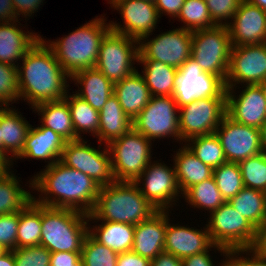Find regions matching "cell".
I'll use <instances>...</instances> for the list:
<instances>
[{
    "label": "cell",
    "mask_w": 266,
    "mask_h": 266,
    "mask_svg": "<svg viewBox=\"0 0 266 266\" xmlns=\"http://www.w3.org/2000/svg\"><path fill=\"white\" fill-rule=\"evenodd\" d=\"M18 20L12 0H0V23Z\"/></svg>",
    "instance_id": "obj_54"
},
{
    "label": "cell",
    "mask_w": 266,
    "mask_h": 266,
    "mask_svg": "<svg viewBox=\"0 0 266 266\" xmlns=\"http://www.w3.org/2000/svg\"><path fill=\"white\" fill-rule=\"evenodd\" d=\"M156 212L134 182L115 181L100 187L95 206L88 214V222L111 221L137 225Z\"/></svg>",
    "instance_id": "obj_3"
},
{
    "label": "cell",
    "mask_w": 266,
    "mask_h": 266,
    "mask_svg": "<svg viewBox=\"0 0 266 266\" xmlns=\"http://www.w3.org/2000/svg\"><path fill=\"white\" fill-rule=\"evenodd\" d=\"M225 258L226 266H266V252L256 247L228 250Z\"/></svg>",
    "instance_id": "obj_45"
},
{
    "label": "cell",
    "mask_w": 266,
    "mask_h": 266,
    "mask_svg": "<svg viewBox=\"0 0 266 266\" xmlns=\"http://www.w3.org/2000/svg\"><path fill=\"white\" fill-rule=\"evenodd\" d=\"M264 196H265V201H266V189L264 190Z\"/></svg>",
    "instance_id": "obj_65"
},
{
    "label": "cell",
    "mask_w": 266,
    "mask_h": 266,
    "mask_svg": "<svg viewBox=\"0 0 266 266\" xmlns=\"http://www.w3.org/2000/svg\"><path fill=\"white\" fill-rule=\"evenodd\" d=\"M231 40L228 27H214L192 31L191 58L204 72L226 80L231 52Z\"/></svg>",
    "instance_id": "obj_8"
},
{
    "label": "cell",
    "mask_w": 266,
    "mask_h": 266,
    "mask_svg": "<svg viewBox=\"0 0 266 266\" xmlns=\"http://www.w3.org/2000/svg\"><path fill=\"white\" fill-rule=\"evenodd\" d=\"M211 248L217 250L218 252L220 251V255L223 254V256L226 257L227 250L221 246L213 244L207 251L199 254H194L182 259L183 266H215V264H213L214 260L211 258L212 256L209 252L211 251ZM218 264L219 266H226V261L223 260V262H221V265L220 263Z\"/></svg>",
    "instance_id": "obj_48"
},
{
    "label": "cell",
    "mask_w": 266,
    "mask_h": 266,
    "mask_svg": "<svg viewBox=\"0 0 266 266\" xmlns=\"http://www.w3.org/2000/svg\"><path fill=\"white\" fill-rule=\"evenodd\" d=\"M134 183L157 211H170L182 195L174 165L164 162L151 161Z\"/></svg>",
    "instance_id": "obj_14"
},
{
    "label": "cell",
    "mask_w": 266,
    "mask_h": 266,
    "mask_svg": "<svg viewBox=\"0 0 266 266\" xmlns=\"http://www.w3.org/2000/svg\"><path fill=\"white\" fill-rule=\"evenodd\" d=\"M66 140L58 133L42 125L34 127L31 125L27 134L24 147L21 153L14 159L30 158L35 160H48V167L59 161L65 146Z\"/></svg>",
    "instance_id": "obj_22"
},
{
    "label": "cell",
    "mask_w": 266,
    "mask_h": 266,
    "mask_svg": "<svg viewBox=\"0 0 266 266\" xmlns=\"http://www.w3.org/2000/svg\"><path fill=\"white\" fill-rule=\"evenodd\" d=\"M118 254L100 244L90 234L84 240L81 259L85 266H116Z\"/></svg>",
    "instance_id": "obj_42"
},
{
    "label": "cell",
    "mask_w": 266,
    "mask_h": 266,
    "mask_svg": "<svg viewBox=\"0 0 266 266\" xmlns=\"http://www.w3.org/2000/svg\"><path fill=\"white\" fill-rule=\"evenodd\" d=\"M11 160L0 150V174H4L13 168Z\"/></svg>",
    "instance_id": "obj_56"
},
{
    "label": "cell",
    "mask_w": 266,
    "mask_h": 266,
    "mask_svg": "<svg viewBox=\"0 0 266 266\" xmlns=\"http://www.w3.org/2000/svg\"><path fill=\"white\" fill-rule=\"evenodd\" d=\"M8 250L0 244V256L3 255L5 252H7Z\"/></svg>",
    "instance_id": "obj_61"
},
{
    "label": "cell",
    "mask_w": 266,
    "mask_h": 266,
    "mask_svg": "<svg viewBox=\"0 0 266 266\" xmlns=\"http://www.w3.org/2000/svg\"><path fill=\"white\" fill-rule=\"evenodd\" d=\"M19 212L0 215V244L7 250L17 248Z\"/></svg>",
    "instance_id": "obj_47"
},
{
    "label": "cell",
    "mask_w": 266,
    "mask_h": 266,
    "mask_svg": "<svg viewBox=\"0 0 266 266\" xmlns=\"http://www.w3.org/2000/svg\"><path fill=\"white\" fill-rule=\"evenodd\" d=\"M19 20L0 23V62L17 67L27 51L41 37L39 34L25 32L17 24ZM18 26V27H17ZM19 61V63L17 62Z\"/></svg>",
    "instance_id": "obj_24"
},
{
    "label": "cell",
    "mask_w": 266,
    "mask_h": 266,
    "mask_svg": "<svg viewBox=\"0 0 266 266\" xmlns=\"http://www.w3.org/2000/svg\"><path fill=\"white\" fill-rule=\"evenodd\" d=\"M138 57L139 41L110 29L101 40L95 68L114 84L136 71Z\"/></svg>",
    "instance_id": "obj_9"
},
{
    "label": "cell",
    "mask_w": 266,
    "mask_h": 266,
    "mask_svg": "<svg viewBox=\"0 0 266 266\" xmlns=\"http://www.w3.org/2000/svg\"><path fill=\"white\" fill-rule=\"evenodd\" d=\"M106 21V17L97 16L55 41H45L46 39L42 38L70 77L78 71L95 68L101 40L110 30Z\"/></svg>",
    "instance_id": "obj_4"
},
{
    "label": "cell",
    "mask_w": 266,
    "mask_h": 266,
    "mask_svg": "<svg viewBox=\"0 0 266 266\" xmlns=\"http://www.w3.org/2000/svg\"><path fill=\"white\" fill-rule=\"evenodd\" d=\"M137 63L143 65L142 76L152 96H173L177 68L151 59H138Z\"/></svg>",
    "instance_id": "obj_32"
},
{
    "label": "cell",
    "mask_w": 266,
    "mask_h": 266,
    "mask_svg": "<svg viewBox=\"0 0 266 266\" xmlns=\"http://www.w3.org/2000/svg\"><path fill=\"white\" fill-rule=\"evenodd\" d=\"M29 182L32 190L41 193L37 199L32 196L34 202L73 209L87 215L92 212L101 187L87 174L67 167L60 160L45 167Z\"/></svg>",
    "instance_id": "obj_1"
},
{
    "label": "cell",
    "mask_w": 266,
    "mask_h": 266,
    "mask_svg": "<svg viewBox=\"0 0 266 266\" xmlns=\"http://www.w3.org/2000/svg\"><path fill=\"white\" fill-rule=\"evenodd\" d=\"M81 258V252H53L51 253L50 266H72Z\"/></svg>",
    "instance_id": "obj_51"
},
{
    "label": "cell",
    "mask_w": 266,
    "mask_h": 266,
    "mask_svg": "<svg viewBox=\"0 0 266 266\" xmlns=\"http://www.w3.org/2000/svg\"><path fill=\"white\" fill-rule=\"evenodd\" d=\"M228 202L258 231L261 230L266 220L264 192L244 187L235 197L229 199Z\"/></svg>",
    "instance_id": "obj_33"
},
{
    "label": "cell",
    "mask_w": 266,
    "mask_h": 266,
    "mask_svg": "<svg viewBox=\"0 0 266 266\" xmlns=\"http://www.w3.org/2000/svg\"><path fill=\"white\" fill-rule=\"evenodd\" d=\"M82 139L66 141L60 161L67 167L79 170L90 176L100 186L115 182L111 155L107 145L99 143L95 149ZM104 145V149H101Z\"/></svg>",
    "instance_id": "obj_11"
},
{
    "label": "cell",
    "mask_w": 266,
    "mask_h": 266,
    "mask_svg": "<svg viewBox=\"0 0 266 266\" xmlns=\"http://www.w3.org/2000/svg\"><path fill=\"white\" fill-rule=\"evenodd\" d=\"M72 266H85L84 264H83V261H82V259L80 258L76 263H74Z\"/></svg>",
    "instance_id": "obj_62"
},
{
    "label": "cell",
    "mask_w": 266,
    "mask_h": 266,
    "mask_svg": "<svg viewBox=\"0 0 266 266\" xmlns=\"http://www.w3.org/2000/svg\"><path fill=\"white\" fill-rule=\"evenodd\" d=\"M254 5H257L266 12V0H246Z\"/></svg>",
    "instance_id": "obj_59"
},
{
    "label": "cell",
    "mask_w": 266,
    "mask_h": 266,
    "mask_svg": "<svg viewBox=\"0 0 266 266\" xmlns=\"http://www.w3.org/2000/svg\"><path fill=\"white\" fill-rule=\"evenodd\" d=\"M41 227V204L32 200L19 211L17 248L40 245Z\"/></svg>",
    "instance_id": "obj_36"
},
{
    "label": "cell",
    "mask_w": 266,
    "mask_h": 266,
    "mask_svg": "<svg viewBox=\"0 0 266 266\" xmlns=\"http://www.w3.org/2000/svg\"><path fill=\"white\" fill-rule=\"evenodd\" d=\"M243 88L237 96L234 89H226L227 115L237 123L260 128L266 122V99L259 85Z\"/></svg>",
    "instance_id": "obj_19"
},
{
    "label": "cell",
    "mask_w": 266,
    "mask_h": 266,
    "mask_svg": "<svg viewBox=\"0 0 266 266\" xmlns=\"http://www.w3.org/2000/svg\"><path fill=\"white\" fill-rule=\"evenodd\" d=\"M145 1H149V2L155 3L156 0H145Z\"/></svg>",
    "instance_id": "obj_64"
},
{
    "label": "cell",
    "mask_w": 266,
    "mask_h": 266,
    "mask_svg": "<svg viewBox=\"0 0 266 266\" xmlns=\"http://www.w3.org/2000/svg\"><path fill=\"white\" fill-rule=\"evenodd\" d=\"M167 211H157L148 220L135 225L132 252L155 259L164 252Z\"/></svg>",
    "instance_id": "obj_23"
},
{
    "label": "cell",
    "mask_w": 266,
    "mask_h": 266,
    "mask_svg": "<svg viewBox=\"0 0 266 266\" xmlns=\"http://www.w3.org/2000/svg\"><path fill=\"white\" fill-rule=\"evenodd\" d=\"M152 141L133 127L107 146L116 181L134 182L152 161Z\"/></svg>",
    "instance_id": "obj_7"
},
{
    "label": "cell",
    "mask_w": 266,
    "mask_h": 266,
    "mask_svg": "<svg viewBox=\"0 0 266 266\" xmlns=\"http://www.w3.org/2000/svg\"><path fill=\"white\" fill-rule=\"evenodd\" d=\"M179 107L173 96H152L133 120V128L147 139L174 137L180 141Z\"/></svg>",
    "instance_id": "obj_10"
},
{
    "label": "cell",
    "mask_w": 266,
    "mask_h": 266,
    "mask_svg": "<svg viewBox=\"0 0 266 266\" xmlns=\"http://www.w3.org/2000/svg\"><path fill=\"white\" fill-rule=\"evenodd\" d=\"M40 245L51 253L81 252L89 234L88 215L68 208L41 205Z\"/></svg>",
    "instance_id": "obj_5"
},
{
    "label": "cell",
    "mask_w": 266,
    "mask_h": 266,
    "mask_svg": "<svg viewBox=\"0 0 266 266\" xmlns=\"http://www.w3.org/2000/svg\"><path fill=\"white\" fill-rule=\"evenodd\" d=\"M150 266H183V264L182 259L164 251L151 260Z\"/></svg>",
    "instance_id": "obj_53"
},
{
    "label": "cell",
    "mask_w": 266,
    "mask_h": 266,
    "mask_svg": "<svg viewBox=\"0 0 266 266\" xmlns=\"http://www.w3.org/2000/svg\"><path fill=\"white\" fill-rule=\"evenodd\" d=\"M114 94L117 96L122 109L132 121L152 97L145 79L138 72V69L123 80L114 83Z\"/></svg>",
    "instance_id": "obj_27"
},
{
    "label": "cell",
    "mask_w": 266,
    "mask_h": 266,
    "mask_svg": "<svg viewBox=\"0 0 266 266\" xmlns=\"http://www.w3.org/2000/svg\"><path fill=\"white\" fill-rule=\"evenodd\" d=\"M227 162L239 163L262 152L260 129L235 122L227 114L215 130Z\"/></svg>",
    "instance_id": "obj_18"
},
{
    "label": "cell",
    "mask_w": 266,
    "mask_h": 266,
    "mask_svg": "<svg viewBox=\"0 0 266 266\" xmlns=\"http://www.w3.org/2000/svg\"><path fill=\"white\" fill-rule=\"evenodd\" d=\"M180 142L215 133L227 114L226 97H207L179 108ZM183 141V142H182Z\"/></svg>",
    "instance_id": "obj_12"
},
{
    "label": "cell",
    "mask_w": 266,
    "mask_h": 266,
    "mask_svg": "<svg viewBox=\"0 0 266 266\" xmlns=\"http://www.w3.org/2000/svg\"><path fill=\"white\" fill-rule=\"evenodd\" d=\"M13 251L15 266H50L51 252L44 246H27Z\"/></svg>",
    "instance_id": "obj_44"
},
{
    "label": "cell",
    "mask_w": 266,
    "mask_h": 266,
    "mask_svg": "<svg viewBox=\"0 0 266 266\" xmlns=\"http://www.w3.org/2000/svg\"><path fill=\"white\" fill-rule=\"evenodd\" d=\"M71 80L78 86L75 94L98 112L114 93V84L96 68L78 71L70 77Z\"/></svg>",
    "instance_id": "obj_25"
},
{
    "label": "cell",
    "mask_w": 266,
    "mask_h": 266,
    "mask_svg": "<svg viewBox=\"0 0 266 266\" xmlns=\"http://www.w3.org/2000/svg\"><path fill=\"white\" fill-rule=\"evenodd\" d=\"M98 142L108 145L127 133L133 127V121L122 109L117 96L113 93L99 111Z\"/></svg>",
    "instance_id": "obj_28"
},
{
    "label": "cell",
    "mask_w": 266,
    "mask_h": 266,
    "mask_svg": "<svg viewBox=\"0 0 266 266\" xmlns=\"http://www.w3.org/2000/svg\"><path fill=\"white\" fill-rule=\"evenodd\" d=\"M20 113L9 106L0 107L2 152L11 160L12 165L14 159L21 153L31 127Z\"/></svg>",
    "instance_id": "obj_26"
},
{
    "label": "cell",
    "mask_w": 266,
    "mask_h": 266,
    "mask_svg": "<svg viewBox=\"0 0 266 266\" xmlns=\"http://www.w3.org/2000/svg\"><path fill=\"white\" fill-rule=\"evenodd\" d=\"M43 1L45 0H12V3L18 18L22 15L26 20L34 12H38L40 5H43Z\"/></svg>",
    "instance_id": "obj_49"
},
{
    "label": "cell",
    "mask_w": 266,
    "mask_h": 266,
    "mask_svg": "<svg viewBox=\"0 0 266 266\" xmlns=\"http://www.w3.org/2000/svg\"><path fill=\"white\" fill-rule=\"evenodd\" d=\"M184 3L185 0H156L155 7L160 18L162 17L161 14L166 13L165 15H169L168 17L176 19Z\"/></svg>",
    "instance_id": "obj_50"
},
{
    "label": "cell",
    "mask_w": 266,
    "mask_h": 266,
    "mask_svg": "<svg viewBox=\"0 0 266 266\" xmlns=\"http://www.w3.org/2000/svg\"><path fill=\"white\" fill-rule=\"evenodd\" d=\"M213 178L225 201L235 197L244 188L238 163L226 162L221 164L213 169Z\"/></svg>",
    "instance_id": "obj_39"
},
{
    "label": "cell",
    "mask_w": 266,
    "mask_h": 266,
    "mask_svg": "<svg viewBox=\"0 0 266 266\" xmlns=\"http://www.w3.org/2000/svg\"><path fill=\"white\" fill-rule=\"evenodd\" d=\"M256 248L262 252H266V220L263 227L259 231V239Z\"/></svg>",
    "instance_id": "obj_57"
},
{
    "label": "cell",
    "mask_w": 266,
    "mask_h": 266,
    "mask_svg": "<svg viewBox=\"0 0 266 266\" xmlns=\"http://www.w3.org/2000/svg\"><path fill=\"white\" fill-rule=\"evenodd\" d=\"M169 211H167V226L165 232L164 251L184 259L194 254L207 251L212 245V241L207 229V225L202 229L185 227L169 222Z\"/></svg>",
    "instance_id": "obj_21"
},
{
    "label": "cell",
    "mask_w": 266,
    "mask_h": 266,
    "mask_svg": "<svg viewBox=\"0 0 266 266\" xmlns=\"http://www.w3.org/2000/svg\"><path fill=\"white\" fill-rule=\"evenodd\" d=\"M209 215L206 225L214 245L221 246L227 251L256 247L259 231L228 201Z\"/></svg>",
    "instance_id": "obj_6"
},
{
    "label": "cell",
    "mask_w": 266,
    "mask_h": 266,
    "mask_svg": "<svg viewBox=\"0 0 266 266\" xmlns=\"http://www.w3.org/2000/svg\"><path fill=\"white\" fill-rule=\"evenodd\" d=\"M227 27L232 46L266 43V12L242 0Z\"/></svg>",
    "instance_id": "obj_20"
},
{
    "label": "cell",
    "mask_w": 266,
    "mask_h": 266,
    "mask_svg": "<svg viewBox=\"0 0 266 266\" xmlns=\"http://www.w3.org/2000/svg\"><path fill=\"white\" fill-rule=\"evenodd\" d=\"M149 36L139 41L138 59H151L179 69L191 57L192 31L179 27L151 39Z\"/></svg>",
    "instance_id": "obj_15"
},
{
    "label": "cell",
    "mask_w": 266,
    "mask_h": 266,
    "mask_svg": "<svg viewBox=\"0 0 266 266\" xmlns=\"http://www.w3.org/2000/svg\"><path fill=\"white\" fill-rule=\"evenodd\" d=\"M215 25L227 26L242 0H204ZM224 20V21H223ZM230 20V21H229ZM228 21V22H227Z\"/></svg>",
    "instance_id": "obj_46"
},
{
    "label": "cell",
    "mask_w": 266,
    "mask_h": 266,
    "mask_svg": "<svg viewBox=\"0 0 266 266\" xmlns=\"http://www.w3.org/2000/svg\"><path fill=\"white\" fill-rule=\"evenodd\" d=\"M173 161L182 195L190 187L213 176V169L192 154L185 145L176 151Z\"/></svg>",
    "instance_id": "obj_29"
},
{
    "label": "cell",
    "mask_w": 266,
    "mask_h": 266,
    "mask_svg": "<svg viewBox=\"0 0 266 266\" xmlns=\"http://www.w3.org/2000/svg\"><path fill=\"white\" fill-rule=\"evenodd\" d=\"M182 197L194 208L209 210V213L217 210L226 202L218 190L213 176L190 187Z\"/></svg>",
    "instance_id": "obj_38"
},
{
    "label": "cell",
    "mask_w": 266,
    "mask_h": 266,
    "mask_svg": "<svg viewBox=\"0 0 266 266\" xmlns=\"http://www.w3.org/2000/svg\"><path fill=\"white\" fill-rule=\"evenodd\" d=\"M151 261L132 251L118 254L116 266H150Z\"/></svg>",
    "instance_id": "obj_52"
},
{
    "label": "cell",
    "mask_w": 266,
    "mask_h": 266,
    "mask_svg": "<svg viewBox=\"0 0 266 266\" xmlns=\"http://www.w3.org/2000/svg\"><path fill=\"white\" fill-rule=\"evenodd\" d=\"M12 169L0 174V215L21 211L32 201V194L24 190Z\"/></svg>",
    "instance_id": "obj_34"
},
{
    "label": "cell",
    "mask_w": 266,
    "mask_h": 266,
    "mask_svg": "<svg viewBox=\"0 0 266 266\" xmlns=\"http://www.w3.org/2000/svg\"><path fill=\"white\" fill-rule=\"evenodd\" d=\"M265 79L266 43L231 47L226 89L235 90L237 84L258 85Z\"/></svg>",
    "instance_id": "obj_16"
},
{
    "label": "cell",
    "mask_w": 266,
    "mask_h": 266,
    "mask_svg": "<svg viewBox=\"0 0 266 266\" xmlns=\"http://www.w3.org/2000/svg\"><path fill=\"white\" fill-rule=\"evenodd\" d=\"M244 187L264 192L266 189V153H259L239 163Z\"/></svg>",
    "instance_id": "obj_41"
},
{
    "label": "cell",
    "mask_w": 266,
    "mask_h": 266,
    "mask_svg": "<svg viewBox=\"0 0 266 266\" xmlns=\"http://www.w3.org/2000/svg\"><path fill=\"white\" fill-rule=\"evenodd\" d=\"M173 97L180 108L201 98L226 97V86L219 76L204 72L190 57L178 69Z\"/></svg>",
    "instance_id": "obj_13"
},
{
    "label": "cell",
    "mask_w": 266,
    "mask_h": 266,
    "mask_svg": "<svg viewBox=\"0 0 266 266\" xmlns=\"http://www.w3.org/2000/svg\"><path fill=\"white\" fill-rule=\"evenodd\" d=\"M34 112L41 115V125L58 133L66 141L79 138L75 134L72 117L68 103L63 99L59 101L43 102L34 106Z\"/></svg>",
    "instance_id": "obj_30"
},
{
    "label": "cell",
    "mask_w": 266,
    "mask_h": 266,
    "mask_svg": "<svg viewBox=\"0 0 266 266\" xmlns=\"http://www.w3.org/2000/svg\"><path fill=\"white\" fill-rule=\"evenodd\" d=\"M111 8L119 11L123 25L109 21L110 29L140 41L152 35L160 18L155 3L145 0H108Z\"/></svg>",
    "instance_id": "obj_17"
},
{
    "label": "cell",
    "mask_w": 266,
    "mask_h": 266,
    "mask_svg": "<svg viewBox=\"0 0 266 266\" xmlns=\"http://www.w3.org/2000/svg\"><path fill=\"white\" fill-rule=\"evenodd\" d=\"M135 225L111 221L101 224H89V234L100 244L107 246L117 254L132 250Z\"/></svg>",
    "instance_id": "obj_31"
},
{
    "label": "cell",
    "mask_w": 266,
    "mask_h": 266,
    "mask_svg": "<svg viewBox=\"0 0 266 266\" xmlns=\"http://www.w3.org/2000/svg\"><path fill=\"white\" fill-rule=\"evenodd\" d=\"M176 19L185 25L181 28L190 31L215 26L204 0H185Z\"/></svg>",
    "instance_id": "obj_40"
},
{
    "label": "cell",
    "mask_w": 266,
    "mask_h": 266,
    "mask_svg": "<svg viewBox=\"0 0 266 266\" xmlns=\"http://www.w3.org/2000/svg\"><path fill=\"white\" fill-rule=\"evenodd\" d=\"M262 152L266 153V122L259 128Z\"/></svg>",
    "instance_id": "obj_58"
},
{
    "label": "cell",
    "mask_w": 266,
    "mask_h": 266,
    "mask_svg": "<svg viewBox=\"0 0 266 266\" xmlns=\"http://www.w3.org/2000/svg\"><path fill=\"white\" fill-rule=\"evenodd\" d=\"M260 86V89L262 90L263 96L266 99V79L264 81H262L260 84H258Z\"/></svg>",
    "instance_id": "obj_60"
},
{
    "label": "cell",
    "mask_w": 266,
    "mask_h": 266,
    "mask_svg": "<svg viewBox=\"0 0 266 266\" xmlns=\"http://www.w3.org/2000/svg\"><path fill=\"white\" fill-rule=\"evenodd\" d=\"M64 100L68 103L76 136L82 139L83 132L96 137L99 130V112L76 94H66Z\"/></svg>",
    "instance_id": "obj_35"
},
{
    "label": "cell",
    "mask_w": 266,
    "mask_h": 266,
    "mask_svg": "<svg viewBox=\"0 0 266 266\" xmlns=\"http://www.w3.org/2000/svg\"><path fill=\"white\" fill-rule=\"evenodd\" d=\"M185 146L212 169L227 162L221 142L215 133L193 137Z\"/></svg>",
    "instance_id": "obj_37"
},
{
    "label": "cell",
    "mask_w": 266,
    "mask_h": 266,
    "mask_svg": "<svg viewBox=\"0 0 266 266\" xmlns=\"http://www.w3.org/2000/svg\"><path fill=\"white\" fill-rule=\"evenodd\" d=\"M0 150L2 151L1 127H0Z\"/></svg>",
    "instance_id": "obj_63"
},
{
    "label": "cell",
    "mask_w": 266,
    "mask_h": 266,
    "mask_svg": "<svg viewBox=\"0 0 266 266\" xmlns=\"http://www.w3.org/2000/svg\"><path fill=\"white\" fill-rule=\"evenodd\" d=\"M0 266H15L13 250H8L0 256Z\"/></svg>",
    "instance_id": "obj_55"
},
{
    "label": "cell",
    "mask_w": 266,
    "mask_h": 266,
    "mask_svg": "<svg viewBox=\"0 0 266 266\" xmlns=\"http://www.w3.org/2000/svg\"><path fill=\"white\" fill-rule=\"evenodd\" d=\"M18 100L17 67L0 62V107L9 106Z\"/></svg>",
    "instance_id": "obj_43"
},
{
    "label": "cell",
    "mask_w": 266,
    "mask_h": 266,
    "mask_svg": "<svg viewBox=\"0 0 266 266\" xmlns=\"http://www.w3.org/2000/svg\"><path fill=\"white\" fill-rule=\"evenodd\" d=\"M21 62L22 66L17 65L19 100H26L30 108L43 102L63 100L69 94L70 76L60 66L42 36Z\"/></svg>",
    "instance_id": "obj_2"
}]
</instances>
